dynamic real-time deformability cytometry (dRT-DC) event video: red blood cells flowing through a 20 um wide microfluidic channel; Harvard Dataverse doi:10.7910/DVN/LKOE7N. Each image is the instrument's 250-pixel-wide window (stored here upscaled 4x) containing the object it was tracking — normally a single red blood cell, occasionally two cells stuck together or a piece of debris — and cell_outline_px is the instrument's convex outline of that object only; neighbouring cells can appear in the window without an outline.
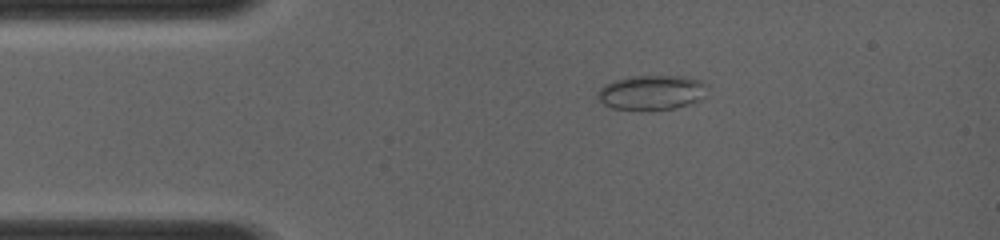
{"species": "common noctule bat (a hibernating species)", "species_latin": "Nyctalus noctula", "temperature_condition": "room temperature", "stored_images_in_passage": 16, "camera_frame_rate_fps": 4000, "um_per_image_px": 0.085, "animal": {"sex": "female", "body_mass_g": 19.0, "forearm_length_mm": 56.7}, "frame": {"image": 1, "passage_image": 1, "time_ms": 0.0, "image_size_px": [1000, 240], "cell_outline_px": [[708, 84], [704, 100], [696, 104], [672, 108], [612, 108], [604, 104], [596, 96], [596, 92], [604, 84], [628, 76], [680, 76], [700, 80]], "centroid_in_image_um": [55.46, 7.84], "position_along_channel_um": 29.5, "area_um2": 22.14}}
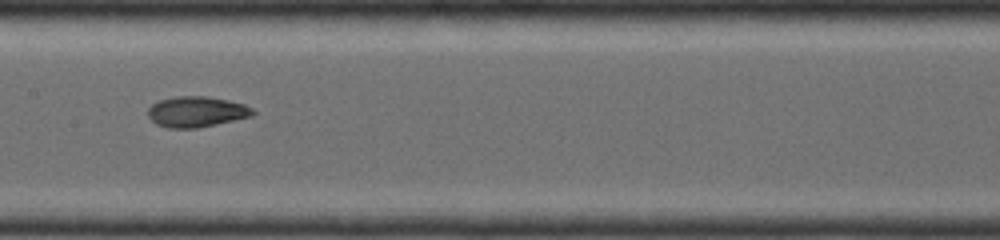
{"frame": {"image": 2, "passage_image": 10, "time_ms": 4.25, "image_size_px": [1000, 240], "cell_outline_px": [[256, 112], [252, 116], [216, 124], [196, 128], [168, 128], [156, 124], [148, 116], [148, 108], [152, 104], [160, 100], [176, 96], [208, 96], [228, 100], [244, 104], [252, 108]], "centroid_in_image_um": [16.7, 9.49], "position_along_channel_um": 190.7, "area_um2": 18.73}}
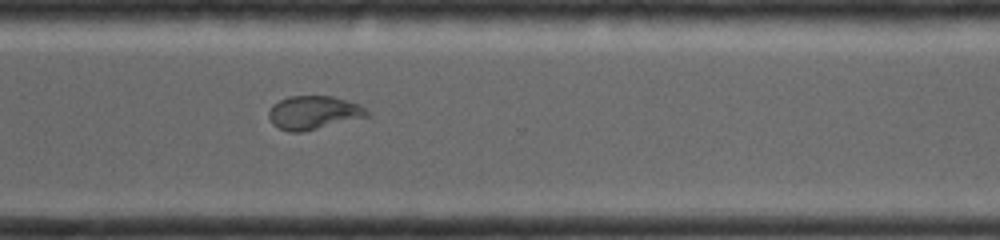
{"frame": {"image": 3, "passage_image": 16, "time_ms": 7.5, "image_size_px": [1000, 240], "cell_outline_px": [[368, 116], [300, 132], [288, 132], [272, 124], [268, 116], [268, 112], [272, 104], [288, 96], [332, 96], [348, 100], [360, 104], [368, 112]], "centroid_in_image_um": [26.61, 9.56], "position_along_channel_um": 344.0, "area_um2": 19.02}}